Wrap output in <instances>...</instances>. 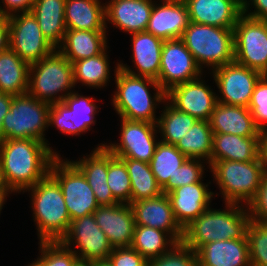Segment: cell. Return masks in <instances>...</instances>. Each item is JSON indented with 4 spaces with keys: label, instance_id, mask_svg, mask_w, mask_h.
<instances>
[{
    "label": "cell",
    "instance_id": "6da1fadb",
    "mask_svg": "<svg viewBox=\"0 0 267 266\" xmlns=\"http://www.w3.org/2000/svg\"><path fill=\"white\" fill-rule=\"evenodd\" d=\"M50 144L35 139H4L0 143V171L5 186L20 193L49 174L57 155Z\"/></svg>",
    "mask_w": 267,
    "mask_h": 266
},
{
    "label": "cell",
    "instance_id": "7a4b0ae2",
    "mask_svg": "<svg viewBox=\"0 0 267 266\" xmlns=\"http://www.w3.org/2000/svg\"><path fill=\"white\" fill-rule=\"evenodd\" d=\"M225 205L226 209L222 211L209 207L186 226L182 242L197 252L210 242L247 239V227L251 220L248 206L236 203Z\"/></svg>",
    "mask_w": 267,
    "mask_h": 266
},
{
    "label": "cell",
    "instance_id": "3957f363",
    "mask_svg": "<svg viewBox=\"0 0 267 266\" xmlns=\"http://www.w3.org/2000/svg\"><path fill=\"white\" fill-rule=\"evenodd\" d=\"M115 66L116 91L112 98L114 110L120 118L157 123L155 111L159 103L166 102V92L151 78L135 76ZM155 91L153 96L149 87Z\"/></svg>",
    "mask_w": 267,
    "mask_h": 266
},
{
    "label": "cell",
    "instance_id": "277c9868",
    "mask_svg": "<svg viewBox=\"0 0 267 266\" xmlns=\"http://www.w3.org/2000/svg\"><path fill=\"white\" fill-rule=\"evenodd\" d=\"M26 191L31 192L39 241H61L69 230L71 218L59 184L48 174L23 192Z\"/></svg>",
    "mask_w": 267,
    "mask_h": 266
},
{
    "label": "cell",
    "instance_id": "5b68a950",
    "mask_svg": "<svg viewBox=\"0 0 267 266\" xmlns=\"http://www.w3.org/2000/svg\"><path fill=\"white\" fill-rule=\"evenodd\" d=\"M220 188L224 203L248 206L256 197L262 178L267 172L260 156L254 161H216L210 167Z\"/></svg>",
    "mask_w": 267,
    "mask_h": 266
},
{
    "label": "cell",
    "instance_id": "8992f818",
    "mask_svg": "<svg viewBox=\"0 0 267 266\" xmlns=\"http://www.w3.org/2000/svg\"><path fill=\"white\" fill-rule=\"evenodd\" d=\"M73 88H76L73 64L57 48L45 58L29 66L27 93L30 96L53 104L62 102L74 91Z\"/></svg>",
    "mask_w": 267,
    "mask_h": 266
},
{
    "label": "cell",
    "instance_id": "52a82bcc",
    "mask_svg": "<svg viewBox=\"0 0 267 266\" xmlns=\"http://www.w3.org/2000/svg\"><path fill=\"white\" fill-rule=\"evenodd\" d=\"M181 40L202 71L203 65L213 71L234 61L233 29L189 22Z\"/></svg>",
    "mask_w": 267,
    "mask_h": 266
},
{
    "label": "cell",
    "instance_id": "ba28073f",
    "mask_svg": "<svg viewBox=\"0 0 267 266\" xmlns=\"http://www.w3.org/2000/svg\"><path fill=\"white\" fill-rule=\"evenodd\" d=\"M50 104L28 93L13 96L10 110L2 120L3 139H35L47 143Z\"/></svg>",
    "mask_w": 267,
    "mask_h": 266
},
{
    "label": "cell",
    "instance_id": "9c48e42d",
    "mask_svg": "<svg viewBox=\"0 0 267 266\" xmlns=\"http://www.w3.org/2000/svg\"><path fill=\"white\" fill-rule=\"evenodd\" d=\"M49 175L59 184L71 220L92 214L98 204L83 173L66 158L57 155L49 168Z\"/></svg>",
    "mask_w": 267,
    "mask_h": 266
},
{
    "label": "cell",
    "instance_id": "30bf717a",
    "mask_svg": "<svg viewBox=\"0 0 267 266\" xmlns=\"http://www.w3.org/2000/svg\"><path fill=\"white\" fill-rule=\"evenodd\" d=\"M234 61L267 74V20L241 15L233 28Z\"/></svg>",
    "mask_w": 267,
    "mask_h": 266
},
{
    "label": "cell",
    "instance_id": "8fae6325",
    "mask_svg": "<svg viewBox=\"0 0 267 266\" xmlns=\"http://www.w3.org/2000/svg\"><path fill=\"white\" fill-rule=\"evenodd\" d=\"M9 47L29 65L40 61L56 48L43 35L32 12L16 13L7 17Z\"/></svg>",
    "mask_w": 267,
    "mask_h": 266
},
{
    "label": "cell",
    "instance_id": "7c38bea8",
    "mask_svg": "<svg viewBox=\"0 0 267 266\" xmlns=\"http://www.w3.org/2000/svg\"><path fill=\"white\" fill-rule=\"evenodd\" d=\"M61 242L72 249L78 259L91 262L107 260L113 250L106 234L96 223L93 213L71 220L69 230ZM72 245L77 249H73Z\"/></svg>",
    "mask_w": 267,
    "mask_h": 266
},
{
    "label": "cell",
    "instance_id": "4fadbf2b",
    "mask_svg": "<svg viewBox=\"0 0 267 266\" xmlns=\"http://www.w3.org/2000/svg\"><path fill=\"white\" fill-rule=\"evenodd\" d=\"M211 75L220 92L218 103L248 108L255 85L263 74L233 61L213 70Z\"/></svg>",
    "mask_w": 267,
    "mask_h": 266
},
{
    "label": "cell",
    "instance_id": "5bb4252c",
    "mask_svg": "<svg viewBox=\"0 0 267 266\" xmlns=\"http://www.w3.org/2000/svg\"><path fill=\"white\" fill-rule=\"evenodd\" d=\"M120 143H105V147L119 158H131L149 163L159 140L157 123L121 118Z\"/></svg>",
    "mask_w": 267,
    "mask_h": 266
},
{
    "label": "cell",
    "instance_id": "9a60e30c",
    "mask_svg": "<svg viewBox=\"0 0 267 266\" xmlns=\"http://www.w3.org/2000/svg\"><path fill=\"white\" fill-rule=\"evenodd\" d=\"M203 73L181 39L163 42L158 83L165 92L178 84L197 79Z\"/></svg>",
    "mask_w": 267,
    "mask_h": 266
},
{
    "label": "cell",
    "instance_id": "2e32d148",
    "mask_svg": "<svg viewBox=\"0 0 267 266\" xmlns=\"http://www.w3.org/2000/svg\"><path fill=\"white\" fill-rule=\"evenodd\" d=\"M166 100L178 111L205 121L210 120L218 103L217 94L201 80V76L172 87L166 92Z\"/></svg>",
    "mask_w": 267,
    "mask_h": 266
},
{
    "label": "cell",
    "instance_id": "e0dca14e",
    "mask_svg": "<svg viewBox=\"0 0 267 266\" xmlns=\"http://www.w3.org/2000/svg\"><path fill=\"white\" fill-rule=\"evenodd\" d=\"M93 215L113 248L131 247L136 224L130 204L99 206Z\"/></svg>",
    "mask_w": 267,
    "mask_h": 266
},
{
    "label": "cell",
    "instance_id": "ac0fdd59",
    "mask_svg": "<svg viewBox=\"0 0 267 266\" xmlns=\"http://www.w3.org/2000/svg\"><path fill=\"white\" fill-rule=\"evenodd\" d=\"M136 225L159 229L170 234L177 242H182L183 229L177 223L167 194L155 198L132 202Z\"/></svg>",
    "mask_w": 267,
    "mask_h": 266
},
{
    "label": "cell",
    "instance_id": "d6986e66",
    "mask_svg": "<svg viewBox=\"0 0 267 266\" xmlns=\"http://www.w3.org/2000/svg\"><path fill=\"white\" fill-rule=\"evenodd\" d=\"M160 1L161 4H153L146 32L163 41L181 39L190 22L186 3L184 0Z\"/></svg>",
    "mask_w": 267,
    "mask_h": 266
},
{
    "label": "cell",
    "instance_id": "ffe728a7",
    "mask_svg": "<svg viewBox=\"0 0 267 266\" xmlns=\"http://www.w3.org/2000/svg\"><path fill=\"white\" fill-rule=\"evenodd\" d=\"M202 181L180 186L167 194L174 217L182 229L210 207L215 193Z\"/></svg>",
    "mask_w": 267,
    "mask_h": 266
},
{
    "label": "cell",
    "instance_id": "44dd1931",
    "mask_svg": "<svg viewBox=\"0 0 267 266\" xmlns=\"http://www.w3.org/2000/svg\"><path fill=\"white\" fill-rule=\"evenodd\" d=\"M155 1L152 0H110L105 2V26L112 23L130 35L145 32Z\"/></svg>",
    "mask_w": 267,
    "mask_h": 266
},
{
    "label": "cell",
    "instance_id": "7402d4cb",
    "mask_svg": "<svg viewBox=\"0 0 267 266\" xmlns=\"http://www.w3.org/2000/svg\"><path fill=\"white\" fill-rule=\"evenodd\" d=\"M131 36V58L137 71L122 62L119 63V68L129 74L151 78L158 82L164 41L146 31L134 33Z\"/></svg>",
    "mask_w": 267,
    "mask_h": 266
},
{
    "label": "cell",
    "instance_id": "603a6c76",
    "mask_svg": "<svg viewBox=\"0 0 267 266\" xmlns=\"http://www.w3.org/2000/svg\"><path fill=\"white\" fill-rule=\"evenodd\" d=\"M190 22L233 29L242 15L234 0H184Z\"/></svg>",
    "mask_w": 267,
    "mask_h": 266
},
{
    "label": "cell",
    "instance_id": "cb8c5ba5",
    "mask_svg": "<svg viewBox=\"0 0 267 266\" xmlns=\"http://www.w3.org/2000/svg\"><path fill=\"white\" fill-rule=\"evenodd\" d=\"M99 144L87 157L71 161L85 176L100 206L119 203L107 185L108 149Z\"/></svg>",
    "mask_w": 267,
    "mask_h": 266
},
{
    "label": "cell",
    "instance_id": "d4e9b609",
    "mask_svg": "<svg viewBox=\"0 0 267 266\" xmlns=\"http://www.w3.org/2000/svg\"><path fill=\"white\" fill-rule=\"evenodd\" d=\"M198 266H251L247 239L220 240L203 245Z\"/></svg>",
    "mask_w": 267,
    "mask_h": 266
},
{
    "label": "cell",
    "instance_id": "484cf974",
    "mask_svg": "<svg viewBox=\"0 0 267 266\" xmlns=\"http://www.w3.org/2000/svg\"><path fill=\"white\" fill-rule=\"evenodd\" d=\"M209 122L213 133L259 137L251 111L243 106L217 103Z\"/></svg>",
    "mask_w": 267,
    "mask_h": 266
},
{
    "label": "cell",
    "instance_id": "4316f807",
    "mask_svg": "<svg viewBox=\"0 0 267 266\" xmlns=\"http://www.w3.org/2000/svg\"><path fill=\"white\" fill-rule=\"evenodd\" d=\"M260 156L259 137L213 133L210 167L216 161H254Z\"/></svg>",
    "mask_w": 267,
    "mask_h": 266
},
{
    "label": "cell",
    "instance_id": "83f0119b",
    "mask_svg": "<svg viewBox=\"0 0 267 266\" xmlns=\"http://www.w3.org/2000/svg\"><path fill=\"white\" fill-rule=\"evenodd\" d=\"M108 31L66 30L57 49L73 64L101 54L107 47Z\"/></svg>",
    "mask_w": 267,
    "mask_h": 266
},
{
    "label": "cell",
    "instance_id": "f1b7e54d",
    "mask_svg": "<svg viewBox=\"0 0 267 266\" xmlns=\"http://www.w3.org/2000/svg\"><path fill=\"white\" fill-rule=\"evenodd\" d=\"M64 11L66 30L107 31L100 0H66Z\"/></svg>",
    "mask_w": 267,
    "mask_h": 266
},
{
    "label": "cell",
    "instance_id": "f546056e",
    "mask_svg": "<svg viewBox=\"0 0 267 266\" xmlns=\"http://www.w3.org/2000/svg\"><path fill=\"white\" fill-rule=\"evenodd\" d=\"M66 0H34L32 14L36 17L43 35L57 48L63 41Z\"/></svg>",
    "mask_w": 267,
    "mask_h": 266
},
{
    "label": "cell",
    "instance_id": "4dcf8cb0",
    "mask_svg": "<svg viewBox=\"0 0 267 266\" xmlns=\"http://www.w3.org/2000/svg\"><path fill=\"white\" fill-rule=\"evenodd\" d=\"M29 64L10 47L0 52V92L21 96L28 92Z\"/></svg>",
    "mask_w": 267,
    "mask_h": 266
},
{
    "label": "cell",
    "instance_id": "1f68e13d",
    "mask_svg": "<svg viewBox=\"0 0 267 266\" xmlns=\"http://www.w3.org/2000/svg\"><path fill=\"white\" fill-rule=\"evenodd\" d=\"M213 132L209 121L197 120L175 147L188 159L211 160Z\"/></svg>",
    "mask_w": 267,
    "mask_h": 266
},
{
    "label": "cell",
    "instance_id": "d6a6232c",
    "mask_svg": "<svg viewBox=\"0 0 267 266\" xmlns=\"http://www.w3.org/2000/svg\"><path fill=\"white\" fill-rule=\"evenodd\" d=\"M106 48L101 54L84 58L73 63L74 85L102 88L110 81V67Z\"/></svg>",
    "mask_w": 267,
    "mask_h": 266
},
{
    "label": "cell",
    "instance_id": "836d02e7",
    "mask_svg": "<svg viewBox=\"0 0 267 266\" xmlns=\"http://www.w3.org/2000/svg\"><path fill=\"white\" fill-rule=\"evenodd\" d=\"M177 241L167 232L136 225L131 247L147 261L169 251Z\"/></svg>",
    "mask_w": 267,
    "mask_h": 266
},
{
    "label": "cell",
    "instance_id": "e575fe53",
    "mask_svg": "<svg viewBox=\"0 0 267 266\" xmlns=\"http://www.w3.org/2000/svg\"><path fill=\"white\" fill-rule=\"evenodd\" d=\"M121 159L125 162L131 180V203L142 199L155 198L163 193L149 163L131 158Z\"/></svg>",
    "mask_w": 267,
    "mask_h": 266
},
{
    "label": "cell",
    "instance_id": "d590c367",
    "mask_svg": "<svg viewBox=\"0 0 267 266\" xmlns=\"http://www.w3.org/2000/svg\"><path fill=\"white\" fill-rule=\"evenodd\" d=\"M187 159L175 145L159 141L149 162L158 185L163 188Z\"/></svg>",
    "mask_w": 267,
    "mask_h": 266
},
{
    "label": "cell",
    "instance_id": "8d00e7d4",
    "mask_svg": "<svg viewBox=\"0 0 267 266\" xmlns=\"http://www.w3.org/2000/svg\"><path fill=\"white\" fill-rule=\"evenodd\" d=\"M161 116L158 117L157 128L162 139L160 141L176 145L185 136L197 119L187 113L178 111L167 100Z\"/></svg>",
    "mask_w": 267,
    "mask_h": 266
},
{
    "label": "cell",
    "instance_id": "74e56055",
    "mask_svg": "<svg viewBox=\"0 0 267 266\" xmlns=\"http://www.w3.org/2000/svg\"><path fill=\"white\" fill-rule=\"evenodd\" d=\"M107 185L119 203L131 204V180L125 162L109 150Z\"/></svg>",
    "mask_w": 267,
    "mask_h": 266
},
{
    "label": "cell",
    "instance_id": "f35d334b",
    "mask_svg": "<svg viewBox=\"0 0 267 266\" xmlns=\"http://www.w3.org/2000/svg\"><path fill=\"white\" fill-rule=\"evenodd\" d=\"M39 244L41 255L34 261L38 266H73L78 259L61 241H40Z\"/></svg>",
    "mask_w": 267,
    "mask_h": 266
},
{
    "label": "cell",
    "instance_id": "ab89813d",
    "mask_svg": "<svg viewBox=\"0 0 267 266\" xmlns=\"http://www.w3.org/2000/svg\"><path fill=\"white\" fill-rule=\"evenodd\" d=\"M93 97H84L78 92L72 91L67 95L63 102L74 112L78 117V135L90 130V127L95 124V116L98 106L94 103Z\"/></svg>",
    "mask_w": 267,
    "mask_h": 266
},
{
    "label": "cell",
    "instance_id": "60d3db41",
    "mask_svg": "<svg viewBox=\"0 0 267 266\" xmlns=\"http://www.w3.org/2000/svg\"><path fill=\"white\" fill-rule=\"evenodd\" d=\"M246 237L251 266H267V224L251 219Z\"/></svg>",
    "mask_w": 267,
    "mask_h": 266
},
{
    "label": "cell",
    "instance_id": "b9f144b4",
    "mask_svg": "<svg viewBox=\"0 0 267 266\" xmlns=\"http://www.w3.org/2000/svg\"><path fill=\"white\" fill-rule=\"evenodd\" d=\"M202 160L187 159L180 168L177 169L174 178L169 179L168 183L162 188L164 194L170 193L175 188L200 182L204 175L205 165Z\"/></svg>",
    "mask_w": 267,
    "mask_h": 266
},
{
    "label": "cell",
    "instance_id": "7bdbcfd3",
    "mask_svg": "<svg viewBox=\"0 0 267 266\" xmlns=\"http://www.w3.org/2000/svg\"><path fill=\"white\" fill-rule=\"evenodd\" d=\"M148 266H198V256L183 242H177L169 251L148 261Z\"/></svg>",
    "mask_w": 267,
    "mask_h": 266
},
{
    "label": "cell",
    "instance_id": "ee69618b",
    "mask_svg": "<svg viewBox=\"0 0 267 266\" xmlns=\"http://www.w3.org/2000/svg\"><path fill=\"white\" fill-rule=\"evenodd\" d=\"M49 126L52 124L61 133L78 136V117L63 101L50 104Z\"/></svg>",
    "mask_w": 267,
    "mask_h": 266
},
{
    "label": "cell",
    "instance_id": "f6af8a7d",
    "mask_svg": "<svg viewBox=\"0 0 267 266\" xmlns=\"http://www.w3.org/2000/svg\"><path fill=\"white\" fill-rule=\"evenodd\" d=\"M248 109L259 131L267 127V74L262 75L256 83Z\"/></svg>",
    "mask_w": 267,
    "mask_h": 266
},
{
    "label": "cell",
    "instance_id": "bcb514c9",
    "mask_svg": "<svg viewBox=\"0 0 267 266\" xmlns=\"http://www.w3.org/2000/svg\"><path fill=\"white\" fill-rule=\"evenodd\" d=\"M107 260L113 266H148V261L132 247L113 248Z\"/></svg>",
    "mask_w": 267,
    "mask_h": 266
},
{
    "label": "cell",
    "instance_id": "7dc6e473",
    "mask_svg": "<svg viewBox=\"0 0 267 266\" xmlns=\"http://www.w3.org/2000/svg\"><path fill=\"white\" fill-rule=\"evenodd\" d=\"M252 220L267 224V172L262 178L255 199L248 205Z\"/></svg>",
    "mask_w": 267,
    "mask_h": 266
},
{
    "label": "cell",
    "instance_id": "c3c4849f",
    "mask_svg": "<svg viewBox=\"0 0 267 266\" xmlns=\"http://www.w3.org/2000/svg\"><path fill=\"white\" fill-rule=\"evenodd\" d=\"M2 3L0 15L8 17L16 13L31 12L34 0H2Z\"/></svg>",
    "mask_w": 267,
    "mask_h": 266
},
{
    "label": "cell",
    "instance_id": "681fc988",
    "mask_svg": "<svg viewBox=\"0 0 267 266\" xmlns=\"http://www.w3.org/2000/svg\"><path fill=\"white\" fill-rule=\"evenodd\" d=\"M252 5L254 10L249 12ZM242 14L252 19L267 20V0H247L242 7Z\"/></svg>",
    "mask_w": 267,
    "mask_h": 266
},
{
    "label": "cell",
    "instance_id": "f907efd6",
    "mask_svg": "<svg viewBox=\"0 0 267 266\" xmlns=\"http://www.w3.org/2000/svg\"><path fill=\"white\" fill-rule=\"evenodd\" d=\"M13 101V96L0 92V143L4 140L2 133V120L10 110V105Z\"/></svg>",
    "mask_w": 267,
    "mask_h": 266
},
{
    "label": "cell",
    "instance_id": "816d5d0a",
    "mask_svg": "<svg viewBox=\"0 0 267 266\" xmlns=\"http://www.w3.org/2000/svg\"><path fill=\"white\" fill-rule=\"evenodd\" d=\"M9 48V25L7 17L0 15V52Z\"/></svg>",
    "mask_w": 267,
    "mask_h": 266
},
{
    "label": "cell",
    "instance_id": "f5cc1de1",
    "mask_svg": "<svg viewBox=\"0 0 267 266\" xmlns=\"http://www.w3.org/2000/svg\"><path fill=\"white\" fill-rule=\"evenodd\" d=\"M260 159L267 169V127L259 131Z\"/></svg>",
    "mask_w": 267,
    "mask_h": 266
},
{
    "label": "cell",
    "instance_id": "db71d44e",
    "mask_svg": "<svg viewBox=\"0 0 267 266\" xmlns=\"http://www.w3.org/2000/svg\"><path fill=\"white\" fill-rule=\"evenodd\" d=\"M11 194L10 190L5 186L2 173L0 171V195H9Z\"/></svg>",
    "mask_w": 267,
    "mask_h": 266
},
{
    "label": "cell",
    "instance_id": "11a10c76",
    "mask_svg": "<svg viewBox=\"0 0 267 266\" xmlns=\"http://www.w3.org/2000/svg\"><path fill=\"white\" fill-rule=\"evenodd\" d=\"M73 266H94V262L85 259H77Z\"/></svg>",
    "mask_w": 267,
    "mask_h": 266
},
{
    "label": "cell",
    "instance_id": "9f6ffc18",
    "mask_svg": "<svg viewBox=\"0 0 267 266\" xmlns=\"http://www.w3.org/2000/svg\"><path fill=\"white\" fill-rule=\"evenodd\" d=\"M94 266H113L108 260L94 262Z\"/></svg>",
    "mask_w": 267,
    "mask_h": 266
},
{
    "label": "cell",
    "instance_id": "6f0895ef",
    "mask_svg": "<svg viewBox=\"0 0 267 266\" xmlns=\"http://www.w3.org/2000/svg\"><path fill=\"white\" fill-rule=\"evenodd\" d=\"M9 196V195H0V213H1V210L3 209V206L6 202V197Z\"/></svg>",
    "mask_w": 267,
    "mask_h": 266
},
{
    "label": "cell",
    "instance_id": "680465c9",
    "mask_svg": "<svg viewBox=\"0 0 267 266\" xmlns=\"http://www.w3.org/2000/svg\"><path fill=\"white\" fill-rule=\"evenodd\" d=\"M234 1L238 3L241 7H243L247 0H234Z\"/></svg>",
    "mask_w": 267,
    "mask_h": 266
},
{
    "label": "cell",
    "instance_id": "91938a15",
    "mask_svg": "<svg viewBox=\"0 0 267 266\" xmlns=\"http://www.w3.org/2000/svg\"><path fill=\"white\" fill-rule=\"evenodd\" d=\"M27 266H38V265L33 261L30 265Z\"/></svg>",
    "mask_w": 267,
    "mask_h": 266
}]
</instances>
